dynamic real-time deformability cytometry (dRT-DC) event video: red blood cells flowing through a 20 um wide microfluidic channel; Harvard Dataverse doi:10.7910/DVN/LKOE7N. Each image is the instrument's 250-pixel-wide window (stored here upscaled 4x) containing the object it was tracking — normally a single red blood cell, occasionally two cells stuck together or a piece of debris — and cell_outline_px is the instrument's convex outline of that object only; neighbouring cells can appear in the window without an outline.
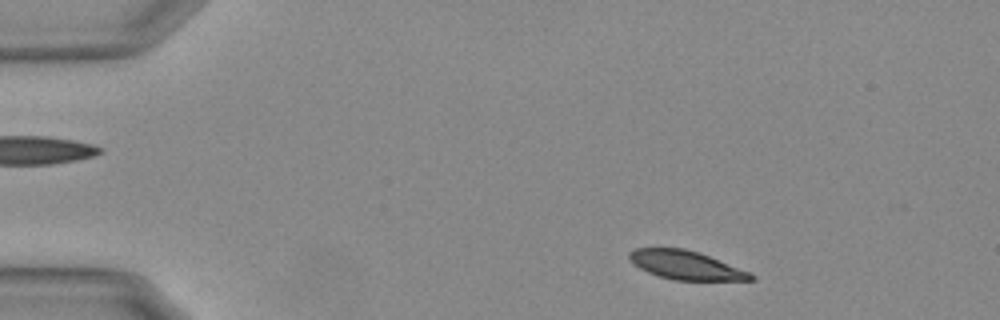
{"species": "Egyptian fruit bat (a non-hibernating species)", "species_latin": "Rousettus aegyptiacus", "temperature_condition": "warm", "stored_images_in_passage": 18, "camera_frame_rate_fps": 3000, "um_per_image_px": 0.085, "animal": {"sex": "female"}, "frame": {"image": 1, "passage_image": 5, "time_ms": 1.333, "image_size_px": [1000, 320], "cell_outline_px": [[756, 280], [672, 280], [648, 272], [632, 264], [628, 256], [628, 252], [636, 248], [684, 248], [700, 252], [752, 272], [756, 276]], "centroid_in_image_um": [58.34, 22.53], "position_along_channel_um": 26.7, "area_um2": 20.58}}
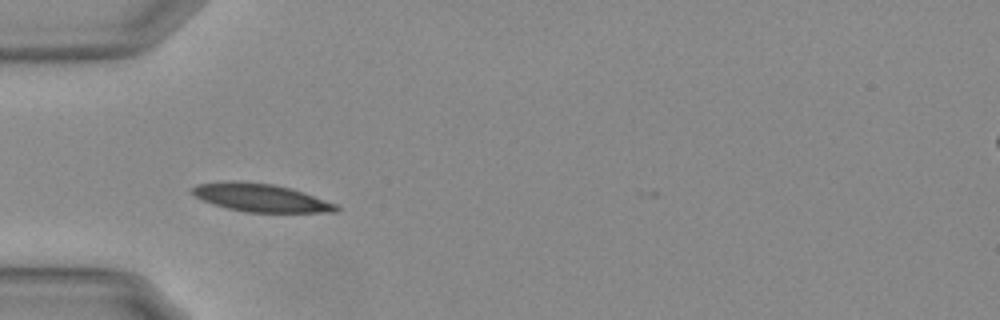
{"frame": {"image": 2, "passage_image": 14, "time_ms": 4.333, "image_size_px": [1000, 320], "cell_outline_px": [[340, 208], [336, 212], [244, 212], [212, 204], [196, 196], [192, 192], [192, 188], [196, 184], [232, 180], [236, 180], [272, 184], [304, 192], [336, 204]], "centroid_in_image_um": [22.15, 16.8], "position_along_channel_um": 62.8, "area_um2": 23.35}}
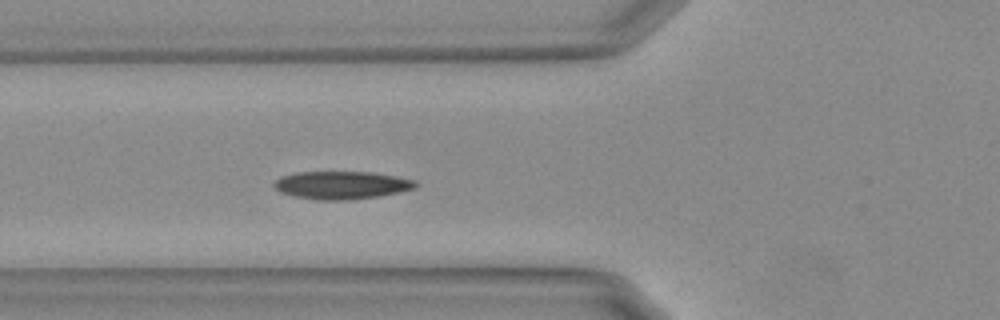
{"frame": {"image": 3, "passage_image": 17, "time_ms": 5.333, "image_size_px": [1000, 320], "cell_outline_px": [[420, 184], [416, 188], [400, 192], [380, 196], [348, 200], [316, 200], [292, 196], [280, 192], [272, 184], [276, 180], [284, 176], [296, 172], [372, 172], [396, 176], [416, 180]], "centroid_in_image_um": [29.08, 15.74], "position_along_channel_um": 96.7, "area_um2": 23.18}}